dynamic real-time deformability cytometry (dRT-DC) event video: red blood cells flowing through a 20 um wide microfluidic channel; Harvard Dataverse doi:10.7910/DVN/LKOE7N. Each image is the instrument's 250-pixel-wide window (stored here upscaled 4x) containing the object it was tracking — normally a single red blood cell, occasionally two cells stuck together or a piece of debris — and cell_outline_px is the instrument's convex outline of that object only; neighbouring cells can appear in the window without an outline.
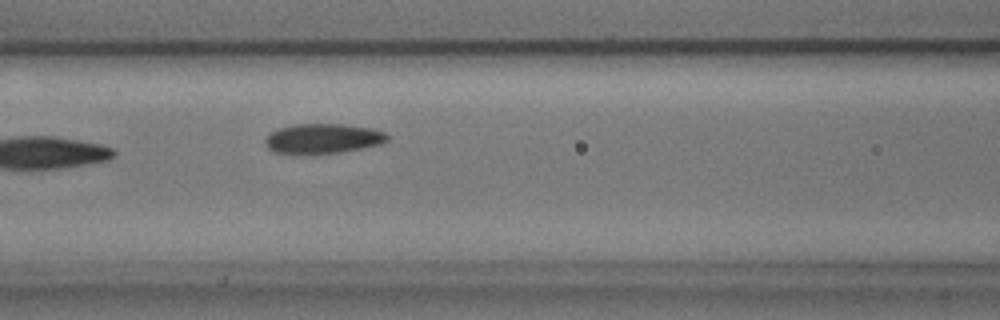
{"species": "common noctule bat (a hibernating species)", "species_latin": "Nyctalus noctula", "temperature_condition": "cold", "stored_images_in_passage": 6, "camera_frame_rate_fps": 3000, "um_per_image_px": 0.085, "animal": {"sex": "male", "body_mass_g": 17.9, "forearm_length_mm": 54.2}, "frame": {"image": 1, "passage_image": 6, "time_ms": 1.667, "image_size_px": [1000, 320], "cell_outline_px": [[388, 140], [384, 144], [340, 152], [308, 156], [296, 156], [272, 152], [268, 148], [264, 140], [272, 132], [280, 128], [296, 124], [344, 124], [372, 128], [384, 132], [388, 136]], "centroid_in_image_um": [27.43, 11.82], "position_along_channel_um": 139.2, "area_um2": 21.91}}